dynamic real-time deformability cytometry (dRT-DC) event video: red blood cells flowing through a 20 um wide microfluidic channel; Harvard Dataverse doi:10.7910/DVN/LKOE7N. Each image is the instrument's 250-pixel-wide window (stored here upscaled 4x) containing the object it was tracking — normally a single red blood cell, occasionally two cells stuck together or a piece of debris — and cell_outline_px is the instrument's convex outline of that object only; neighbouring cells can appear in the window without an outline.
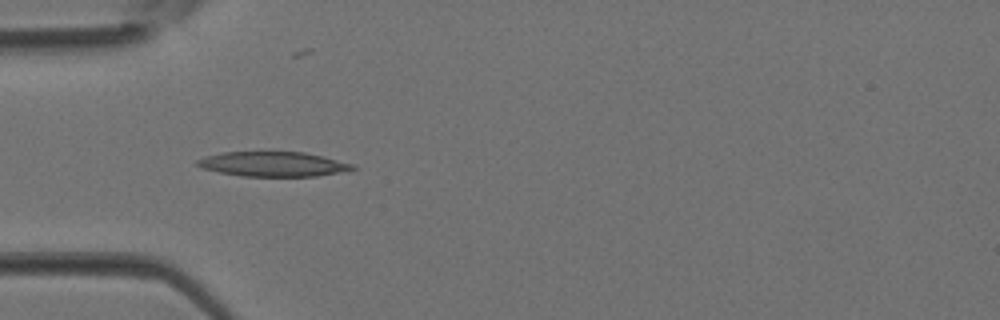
{"species": "Egyptian fruit bat (a non-hibernating species)", "species_latin": "Rousettus aegyptiacus", "temperature_condition": "room temperature", "stored_images_in_passage": 5, "camera_frame_rate_fps": 3000, "um_per_image_px": 0.085, "animal": {"sex": "female"}, "frame": {"image": 1, "passage_image": 4, "time_ms": 1.0, "image_size_px": [1000, 320], "cell_outline_px": [[356, 168], [348, 172], [316, 176], [244, 176], [220, 172], [204, 168], [196, 164], [196, 160], [204, 156], [224, 152], [304, 152], [324, 156], [352, 164]], "centroid_in_image_um": [23.26, 13.95], "position_along_channel_um": 61.7, "area_um2": 22.37}}
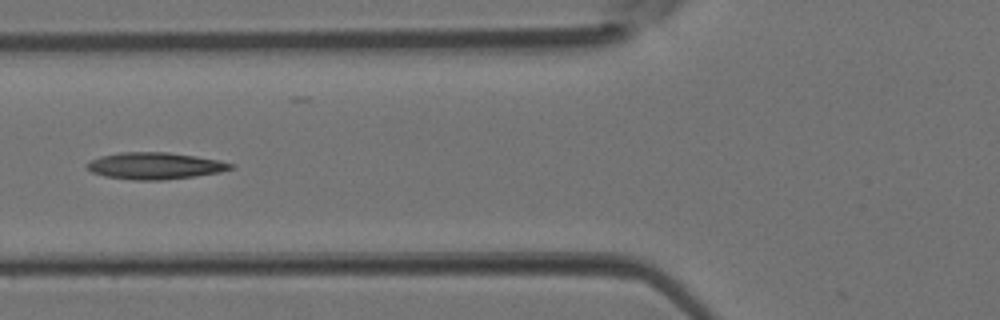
{"frame": {"image": 2, "passage_image": 5, "time_ms": 1.333, "image_size_px": [1000, 320], "cell_outline_px": [[236, 164], [232, 168], [220, 172], [192, 176], [160, 180], [132, 180], [104, 176], [92, 172], [84, 164], [100, 156], [120, 152], [168, 152], [196, 156], [220, 160]], "centroid_in_image_um": [13.16, 14.09], "position_along_channel_um": 112.6, "area_um2": 22.37}}